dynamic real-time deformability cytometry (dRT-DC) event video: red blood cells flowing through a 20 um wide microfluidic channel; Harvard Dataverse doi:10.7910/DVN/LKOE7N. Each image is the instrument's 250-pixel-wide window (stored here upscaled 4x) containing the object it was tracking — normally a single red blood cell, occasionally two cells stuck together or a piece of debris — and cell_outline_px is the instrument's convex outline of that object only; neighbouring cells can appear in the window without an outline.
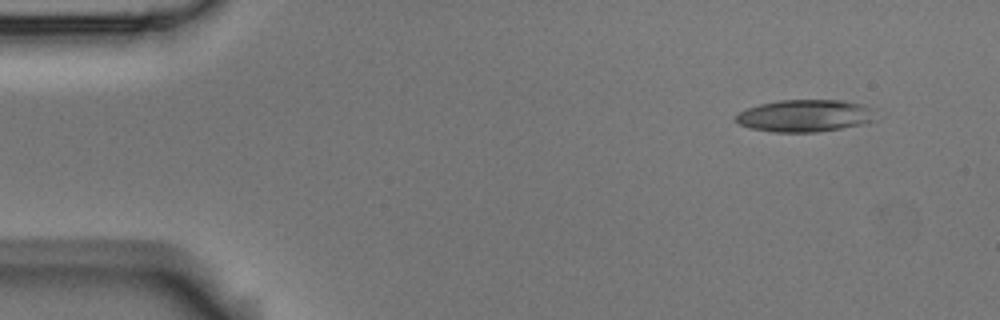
{"species": "Egyptian fruit bat (a non-hibernating species)", "species_latin": "Rousettus aegyptiacus", "temperature_condition": "room temperature", "stored_images_in_passage": 5, "segment_of_instrument_passage": [2, 2], "camera_frame_rate_fps": 3000, "um_per_image_px": 0.085, "animal": {"sex": "male"}, "frame": {"image": 1, "passage_image": 5, "time_ms": 1.333, "image_size_px": [1000, 320], "cell_outline_px": [[880, 108], [876, 120], [868, 124], [816, 132], [772, 132], [752, 128], [740, 124], [736, 120], [736, 116], [740, 112], [748, 108], [760, 104], [780, 100], [840, 100], [864, 104]], "centroid_in_image_um": [68.6, 9.83], "position_along_channel_um": 16.4, "area_um2": 26.76}}